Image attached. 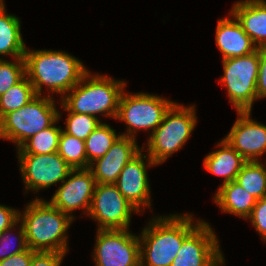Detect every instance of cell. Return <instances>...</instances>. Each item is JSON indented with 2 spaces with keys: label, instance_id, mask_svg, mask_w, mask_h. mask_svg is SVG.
Segmentation results:
<instances>
[{
  "label": "cell",
  "instance_id": "20",
  "mask_svg": "<svg viewBox=\"0 0 266 266\" xmlns=\"http://www.w3.org/2000/svg\"><path fill=\"white\" fill-rule=\"evenodd\" d=\"M214 202L219 206L221 212L247 219L257 202V199L250 195L235 181L221 184L214 194Z\"/></svg>",
  "mask_w": 266,
  "mask_h": 266
},
{
  "label": "cell",
  "instance_id": "13",
  "mask_svg": "<svg viewBox=\"0 0 266 266\" xmlns=\"http://www.w3.org/2000/svg\"><path fill=\"white\" fill-rule=\"evenodd\" d=\"M95 185V178L89 168L72 169L48 202L73 219L75 216L72 212L78 209L88 216Z\"/></svg>",
  "mask_w": 266,
  "mask_h": 266
},
{
  "label": "cell",
  "instance_id": "35",
  "mask_svg": "<svg viewBox=\"0 0 266 266\" xmlns=\"http://www.w3.org/2000/svg\"><path fill=\"white\" fill-rule=\"evenodd\" d=\"M5 6V3L3 0H0V9H2Z\"/></svg>",
  "mask_w": 266,
  "mask_h": 266
},
{
  "label": "cell",
  "instance_id": "2",
  "mask_svg": "<svg viewBox=\"0 0 266 266\" xmlns=\"http://www.w3.org/2000/svg\"><path fill=\"white\" fill-rule=\"evenodd\" d=\"M25 73L36 95H42V87L50 94L69 92L88 71L75 56L60 50H29L24 54ZM51 92V93H50Z\"/></svg>",
  "mask_w": 266,
  "mask_h": 266
},
{
  "label": "cell",
  "instance_id": "10",
  "mask_svg": "<svg viewBox=\"0 0 266 266\" xmlns=\"http://www.w3.org/2000/svg\"><path fill=\"white\" fill-rule=\"evenodd\" d=\"M139 213L115 184H96L88 215L98 222L97 229H129L131 215Z\"/></svg>",
  "mask_w": 266,
  "mask_h": 266
},
{
  "label": "cell",
  "instance_id": "30",
  "mask_svg": "<svg viewBox=\"0 0 266 266\" xmlns=\"http://www.w3.org/2000/svg\"><path fill=\"white\" fill-rule=\"evenodd\" d=\"M250 220L262 240L266 241V197L257 200L251 215L247 218Z\"/></svg>",
  "mask_w": 266,
  "mask_h": 266
},
{
  "label": "cell",
  "instance_id": "16",
  "mask_svg": "<svg viewBox=\"0 0 266 266\" xmlns=\"http://www.w3.org/2000/svg\"><path fill=\"white\" fill-rule=\"evenodd\" d=\"M141 150L144 146L139 147L135 138L120 136L103 157L90 164L96 184H115L125 165Z\"/></svg>",
  "mask_w": 266,
  "mask_h": 266
},
{
  "label": "cell",
  "instance_id": "23",
  "mask_svg": "<svg viewBox=\"0 0 266 266\" xmlns=\"http://www.w3.org/2000/svg\"><path fill=\"white\" fill-rule=\"evenodd\" d=\"M266 162V161H265ZM266 163L247 161L236 176L235 182L257 200L266 197Z\"/></svg>",
  "mask_w": 266,
  "mask_h": 266
},
{
  "label": "cell",
  "instance_id": "9",
  "mask_svg": "<svg viewBox=\"0 0 266 266\" xmlns=\"http://www.w3.org/2000/svg\"><path fill=\"white\" fill-rule=\"evenodd\" d=\"M95 266H140L139 235L129 229H97Z\"/></svg>",
  "mask_w": 266,
  "mask_h": 266
},
{
  "label": "cell",
  "instance_id": "8",
  "mask_svg": "<svg viewBox=\"0 0 266 266\" xmlns=\"http://www.w3.org/2000/svg\"><path fill=\"white\" fill-rule=\"evenodd\" d=\"M222 64L224 73L219 81L226 86L229 102L237 112L252 111L257 100L259 48L248 55L224 59Z\"/></svg>",
  "mask_w": 266,
  "mask_h": 266
},
{
  "label": "cell",
  "instance_id": "34",
  "mask_svg": "<svg viewBox=\"0 0 266 266\" xmlns=\"http://www.w3.org/2000/svg\"><path fill=\"white\" fill-rule=\"evenodd\" d=\"M35 251L30 248L0 261V266H29Z\"/></svg>",
  "mask_w": 266,
  "mask_h": 266
},
{
  "label": "cell",
  "instance_id": "27",
  "mask_svg": "<svg viewBox=\"0 0 266 266\" xmlns=\"http://www.w3.org/2000/svg\"><path fill=\"white\" fill-rule=\"evenodd\" d=\"M60 106L65 112H68V116L65 120L66 128L62 130L78 139L85 141L102 122L101 119L96 118L93 115L70 112L62 103Z\"/></svg>",
  "mask_w": 266,
  "mask_h": 266
},
{
  "label": "cell",
  "instance_id": "33",
  "mask_svg": "<svg viewBox=\"0 0 266 266\" xmlns=\"http://www.w3.org/2000/svg\"><path fill=\"white\" fill-rule=\"evenodd\" d=\"M19 221V210L0 204V234Z\"/></svg>",
  "mask_w": 266,
  "mask_h": 266
},
{
  "label": "cell",
  "instance_id": "26",
  "mask_svg": "<svg viewBox=\"0 0 266 266\" xmlns=\"http://www.w3.org/2000/svg\"><path fill=\"white\" fill-rule=\"evenodd\" d=\"M57 152L72 169L88 168L84 140L69 135L62 130Z\"/></svg>",
  "mask_w": 266,
  "mask_h": 266
},
{
  "label": "cell",
  "instance_id": "4",
  "mask_svg": "<svg viewBox=\"0 0 266 266\" xmlns=\"http://www.w3.org/2000/svg\"><path fill=\"white\" fill-rule=\"evenodd\" d=\"M125 81L115 80L102 74L91 75L88 70L69 92L60 100L70 112L97 114L116 119L119 100L125 90Z\"/></svg>",
  "mask_w": 266,
  "mask_h": 266
},
{
  "label": "cell",
  "instance_id": "32",
  "mask_svg": "<svg viewBox=\"0 0 266 266\" xmlns=\"http://www.w3.org/2000/svg\"><path fill=\"white\" fill-rule=\"evenodd\" d=\"M256 92L257 99L266 98V47L259 48V69Z\"/></svg>",
  "mask_w": 266,
  "mask_h": 266
},
{
  "label": "cell",
  "instance_id": "19",
  "mask_svg": "<svg viewBox=\"0 0 266 266\" xmlns=\"http://www.w3.org/2000/svg\"><path fill=\"white\" fill-rule=\"evenodd\" d=\"M217 146L221 148L210 152L203 160L204 169L213 175L223 177L222 184L235 181L247 161L224 139L218 142Z\"/></svg>",
  "mask_w": 266,
  "mask_h": 266
},
{
  "label": "cell",
  "instance_id": "17",
  "mask_svg": "<svg viewBox=\"0 0 266 266\" xmlns=\"http://www.w3.org/2000/svg\"><path fill=\"white\" fill-rule=\"evenodd\" d=\"M230 17L218 19L215 42L222 60L251 54L258 50L252 39L244 32L242 25L229 12ZM233 18V19H232Z\"/></svg>",
  "mask_w": 266,
  "mask_h": 266
},
{
  "label": "cell",
  "instance_id": "18",
  "mask_svg": "<svg viewBox=\"0 0 266 266\" xmlns=\"http://www.w3.org/2000/svg\"><path fill=\"white\" fill-rule=\"evenodd\" d=\"M230 13L242 25L244 32L254 44L266 47V1L240 0L234 3Z\"/></svg>",
  "mask_w": 266,
  "mask_h": 266
},
{
  "label": "cell",
  "instance_id": "25",
  "mask_svg": "<svg viewBox=\"0 0 266 266\" xmlns=\"http://www.w3.org/2000/svg\"><path fill=\"white\" fill-rule=\"evenodd\" d=\"M36 96L33 85L25 76L0 96V119L8 112L18 110L28 104Z\"/></svg>",
  "mask_w": 266,
  "mask_h": 266
},
{
  "label": "cell",
  "instance_id": "1",
  "mask_svg": "<svg viewBox=\"0 0 266 266\" xmlns=\"http://www.w3.org/2000/svg\"><path fill=\"white\" fill-rule=\"evenodd\" d=\"M193 214L155 216L143 228L140 239V266H170L183 241L203 222Z\"/></svg>",
  "mask_w": 266,
  "mask_h": 266
},
{
  "label": "cell",
  "instance_id": "14",
  "mask_svg": "<svg viewBox=\"0 0 266 266\" xmlns=\"http://www.w3.org/2000/svg\"><path fill=\"white\" fill-rule=\"evenodd\" d=\"M152 166L156 164L141 150L125 165L115 183L120 193L139 211V214L145 208H151V187L147 167Z\"/></svg>",
  "mask_w": 266,
  "mask_h": 266
},
{
  "label": "cell",
  "instance_id": "12",
  "mask_svg": "<svg viewBox=\"0 0 266 266\" xmlns=\"http://www.w3.org/2000/svg\"><path fill=\"white\" fill-rule=\"evenodd\" d=\"M219 239L205 220L183 241L170 266H224Z\"/></svg>",
  "mask_w": 266,
  "mask_h": 266
},
{
  "label": "cell",
  "instance_id": "3",
  "mask_svg": "<svg viewBox=\"0 0 266 266\" xmlns=\"http://www.w3.org/2000/svg\"><path fill=\"white\" fill-rule=\"evenodd\" d=\"M73 221L68 214L38 197L23 212L19 211V223L24 227L28 247L34 251L67 254L66 234Z\"/></svg>",
  "mask_w": 266,
  "mask_h": 266
},
{
  "label": "cell",
  "instance_id": "21",
  "mask_svg": "<svg viewBox=\"0 0 266 266\" xmlns=\"http://www.w3.org/2000/svg\"><path fill=\"white\" fill-rule=\"evenodd\" d=\"M26 48L21 34L20 19L7 14L4 6L0 9V55H10L13 59L24 58Z\"/></svg>",
  "mask_w": 266,
  "mask_h": 266
},
{
  "label": "cell",
  "instance_id": "31",
  "mask_svg": "<svg viewBox=\"0 0 266 266\" xmlns=\"http://www.w3.org/2000/svg\"><path fill=\"white\" fill-rule=\"evenodd\" d=\"M66 253L35 251L29 266H60Z\"/></svg>",
  "mask_w": 266,
  "mask_h": 266
},
{
  "label": "cell",
  "instance_id": "24",
  "mask_svg": "<svg viewBox=\"0 0 266 266\" xmlns=\"http://www.w3.org/2000/svg\"><path fill=\"white\" fill-rule=\"evenodd\" d=\"M109 124L101 122L100 125L85 140L88 168L96 159L103 157L121 134Z\"/></svg>",
  "mask_w": 266,
  "mask_h": 266
},
{
  "label": "cell",
  "instance_id": "6",
  "mask_svg": "<svg viewBox=\"0 0 266 266\" xmlns=\"http://www.w3.org/2000/svg\"><path fill=\"white\" fill-rule=\"evenodd\" d=\"M59 118L52 96L37 95L18 110L0 119V139L14 142L18 149L31 136L51 126Z\"/></svg>",
  "mask_w": 266,
  "mask_h": 266
},
{
  "label": "cell",
  "instance_id": "7",
  "mask_svg": "<svg viewBox=\"0 0 266 266\" xmlns=\"http://www.w3.org/2000/svg\"><path fill=\"white\" fill-rule=\"evenodd\" d=\"M175 102L149 93L122 92L116 119L126 124L121 136L136 139L138 131H150L149 136L161 124L166 112Z\"/></svg>",
  "mask_w": 266,
  "mask_h": 266
},
{
  "label": "cell",
  "instance_id": "22",
  "mask_svg": "<svg viewBox=\"0 0 266 266\" xmlns=\"http://www.w3.org/2000/svg\"><path fill=\"white\" fill-rule=\"evenodd\" d=\"M59 118L49 127L38 132L26 140L17 150L18 155H46L57 152L59 137L62 132L61 126H56L59 123Z\"/></svg>",
  "mask_w": 266,
  "mask_h": 266
},
{
  "label": "cell",
  "instance_id": "29",
  "mask_svg": "<svg viewBox=\"0 0 266 266\" xmlns=\"http://www.w3.org/2000/svg\"><path fill=\"white\" fill-rule=\"evenodd\" d=\"M18 224H19V221L13 227H10L9 229L4 230L0 234V261L4 260V259H6V258H8L14 254L21 253V252H23L29 248L28 244H27L26 236H25L24 227L22 224H20V227H19L20 229L17 228L19 230L17 233L18 236L14 235L12 237V234H13L12 229H13V231L14 230L16 231V227ZM13 240H15L18 244L17 247L14 249H12V248L16 242L13 243L14 242Z\"/></svg>",
  "mask_w": 266,
  "mask_h": 266
},
{
  "label": "cell",
  "instance_id": "15",
  "mask_svg": "<svg viewBox=\"0 0 266 266\" xmlns=\"http://www.w3.org/2000/svg\"><path fill=\"white\" fill-rule=\"evenodd\" d=\"M251 113L237 112L236 121L223 139L246 161H259L266 153V125L251 119Z\"/></svg>",
  "mask_w": 266,
  "mask_h": 266
},
{
  "label": "cell",
  "instance_id": "5",
  "mask_svg": "<svg viewBox=\"0 0 266 266\" xmlns=\"http://www.w3.org/2000/svg\"><path fill=\"white\" fill-rule=\"evenodd\" d=\"M195 109V105L187 107L175 102L148 136L147 154L156 165L164 163L187 143L197 123Z\"/></svg>",
  "mask_w": 266,
  "mask_h": 266
},
{
  "label": "cell",
  "instance_id": "11",
  "mask_svg": "<svg viewBox=\"0 0 266 266\" xmlns=\"http://www.w3.org/2000/svg\"><path fill=\"white\" fill-rule=\"evenodd\" d=\"M25 190L38 193L54 184L62 183L72 170L67 162L54 152L46 155H18Z\"/></svg>",
  "mask_w": 266,
  "mask_h": 266
},
{
  "label": "cell",
  "instance_id": "28",
  "mask_svg": "<svg viewBox=\"0 0 266 266\" xmlns=\"http://www.w3.org/2000/svg\"><path fill=\"white\" fill-rule=\"evenodd\" d=\"M26 76L24 58L0 59V96Z\"/></svg>",
  "mask_w": 266,
  "mask_h": 266
}]
</instances>
